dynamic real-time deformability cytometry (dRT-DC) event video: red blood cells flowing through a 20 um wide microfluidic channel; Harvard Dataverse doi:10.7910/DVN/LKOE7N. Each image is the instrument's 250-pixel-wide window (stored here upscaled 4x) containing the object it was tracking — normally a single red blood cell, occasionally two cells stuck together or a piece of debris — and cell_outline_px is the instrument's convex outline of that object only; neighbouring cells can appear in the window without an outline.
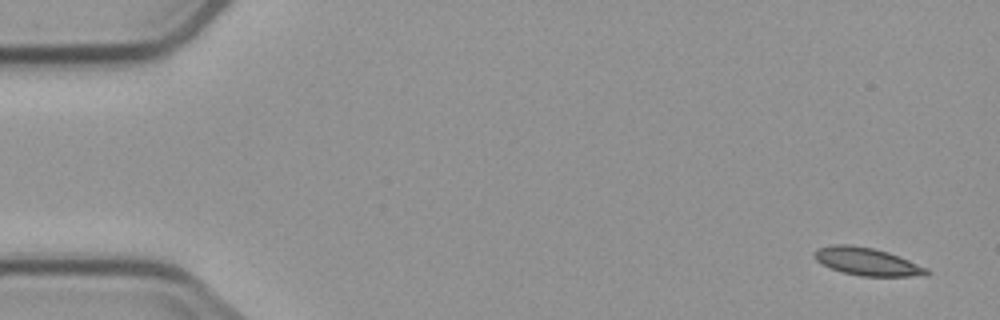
{"species": "common noctule bat (a hibernating species)", "species_latin": "Nyctalus noctula", "temperature_condition": "cold", "stored_images_in_passage": 5, "camera_frame_rate_fps": 3000, "um_per_image_px": 0.085, "animal": {"sex": "male", "body_mass_g": 23.1, "forearm_length_mm": 52.7}, "frame": {"image": 1, "passage_image": 1, "time_ms": 0.0, "image_size_px": [1000, 320], "cell_outline_px": [[932, 272], [928, 276], [860, 276], [844, 272], [832, 268], [816, 260], [816, 252], [820, 248], [832, 244], [848, 244], [872, 248], [888, 252], [928, 268]], "centroid_in_image_um": [73.79, 22.24], "position_along_channel_um": 11.2, "area_um2": 17.86}}